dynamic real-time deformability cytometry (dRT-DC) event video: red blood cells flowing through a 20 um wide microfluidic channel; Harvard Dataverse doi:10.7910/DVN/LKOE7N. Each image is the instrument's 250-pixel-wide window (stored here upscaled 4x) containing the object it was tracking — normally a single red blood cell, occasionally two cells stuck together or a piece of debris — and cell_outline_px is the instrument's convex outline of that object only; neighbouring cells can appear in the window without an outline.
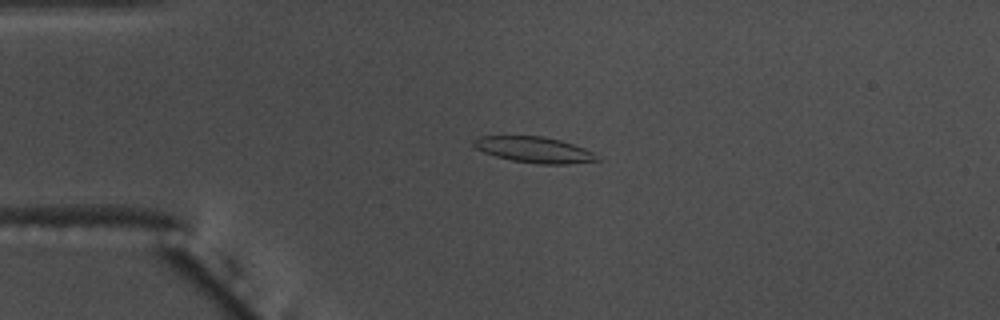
{"species": "common noctule bat (a hibernating species)", "species_latin": "Nyctalus noctula", "temperature_condition": "warm", "stored_images_in_passage": 54, "camera_frame_rate_fps": 3000, "um_per_image_px": 0.085, "animal": {"sex": "male", "body_mass_g": 17.5, "forearm_length_mm": 52.3}, "frame": {"image": 1, "passage_image": 12, "time_ms": 3.667, "image_size_px": [1000, 320], "cell_outline_px": [[600, 160], [568, 164], [540, 164], [512, 160], [496, 156], [484, 152], [476, 148], [472, 144], [472, 140], [480, 136], [544, 136], [560, 140], [584, 148], [592, 152]], "centroid_in_image_um": [45.38, 12.72], "position_along_channel_um": 39.6, "area_um2": 18.44}}
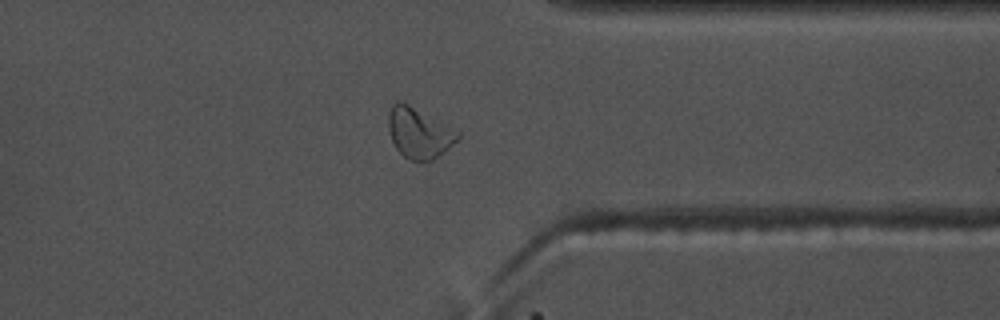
{"frame": {"image": 2, "passage_image": 42, "time_ms": 13.667, "image_size_px": [1000, 320], "cell_outline_px": [[460, 140], [444, 152], [432, 160], [408, 160], [396, 148], [392, 140], [388, 128], [388, 116], [392, 104], [396, 100], [408, 104], [460, 132]], "centroid_in_image_um": [35.63, 11.31], "position_along_channel_um": 375.8, "area_um2": 20.23}}
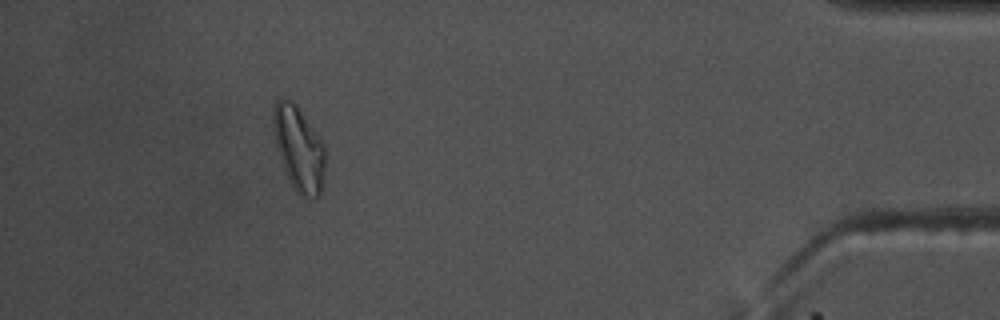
{"frame": {"image": 3, "passage_image": 49, "time_ms": 16.0, "image_size_px": [1000, 320], "cell_outline_px": [[324, 180], [320, 196], [300, 196], [296, 192], [284, 168], [276, 148], [272, 128], [272, 108], [276, 100], [280, 96], [292, 100], [296, 104], [316, 132], [324, 144]], "centroid_in_image_um": [25.37, 12.57], "position_along_channel_um": 409.8, "area_um2": 25.78}, "authors_computed_cell_mechanics": {"area_um2": 18.4382, "velocity_mm_per_s": 3.7057, "shape_relaxation_time_tau1_ms": null, "shape_relaxation_time_tau2_ms": 4.1265, "deformation_change_tau1": null, "deformation_change_tau2": 0.1238}}